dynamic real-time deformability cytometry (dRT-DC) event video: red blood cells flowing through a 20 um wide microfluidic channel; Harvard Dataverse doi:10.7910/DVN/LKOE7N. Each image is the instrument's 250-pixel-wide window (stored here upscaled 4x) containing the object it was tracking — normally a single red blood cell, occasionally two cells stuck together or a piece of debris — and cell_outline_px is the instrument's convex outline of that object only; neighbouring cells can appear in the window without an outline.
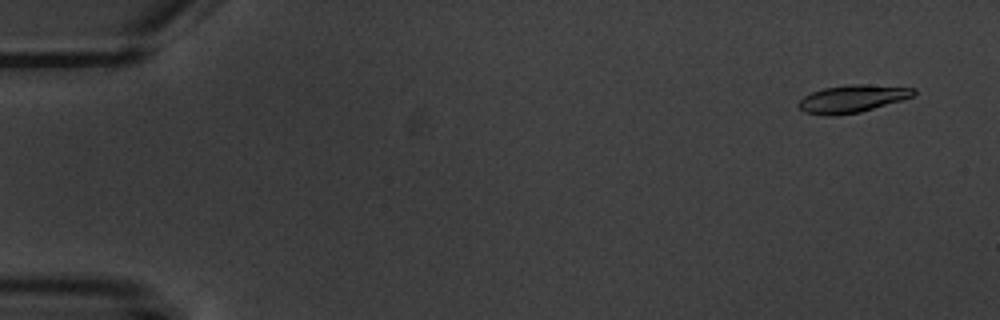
{"species": "common noctule bat (a hibernating species)", "species_latin": "Nyctalus noctula", "temperature_condition": "warm", "stored_images_in_passage": 5, "camera_frame_rate_fps": 3000, "um_per_image_px": 0.085, "animal": {"sex": "male", "body_mass_g": 20.1, "forearm_length_mm": 53.5}, "frame": {"image": 1, "passage_image": 1, "time_ms": 0.0, "image_size_px": [1000, 320], "cell_outline_px": [[916, 92], [912, 96], [900, 100], [860, 112], [836, 116], [824, 116], [804, 112], [800, 108], [800, 100], [804, 96], [812, 92], [824, 88], [852, 84], [864, 84], [916, 88]], "centroid_in_image_um": [72.43, 8.4], "position_along_channel_um": 12.6, "area_um2": 18.26}}
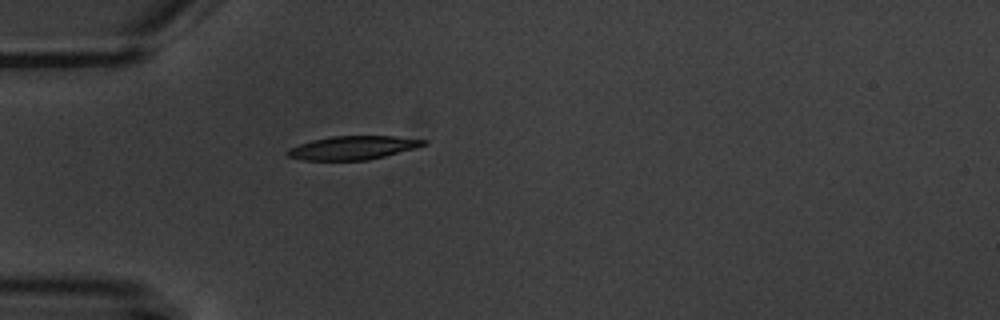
{"frame": {"image": 2, "passage_image": 5, "time_ms": 4.667, "image_size_px": [1000, 320], "cell_outline_px": [[428, 144], [416, 148], [368, 160], [304, 160], [288, 156], [284, 152], [288, 148], [312, 140], [332, 136], [392, 136], [428, 140]], "centroid_in_image_um": [30.0, 12.56], "position_along_channel_um": 55.0, "area_um2": 18.67}}